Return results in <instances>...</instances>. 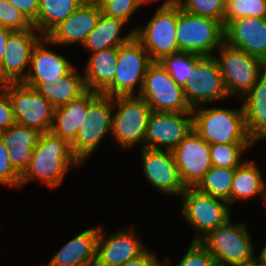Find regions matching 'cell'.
Segmentation results:
<instances>
[{"mask_svg": "<svg viewBox=\"0 0 266 266\" xmlns=\"http://www.w3.org/2000/svg\"><path fill=\"white\" fill-rule=\"evenodd\" d=\"M75 166H83L72 151L71 143L51 132L41 133L25 171L20 175L19 189L31 180L54 189Z\"/></svg>", "mask_w": 266, "mask_h": 266, "instance_id": "cell-1", "label": "cell"}, {"mask_svg": "<svg viewBox=\"0 0 266 266\" xmlns=\"http://www.w3.org/2000/svg\"><path fill=\"white\" fill-rule=\"evenodd\" d=\"M202 106L192 108L193 130L209 144H255L246 129L242 105L240 109Z\"/></svg>", "mask_w": 266, "mask_h": 266, "instance_id": "cell-2", "label": "cell"}, {"mask_svg": "<svg viewBox=\"0 0 266 266\" xmlns=\"http://www.w3.org/2000/svg\"><path fill=\"white\" fill-rule=\"evenodd\" d=\"M246 226L245 222L232 224L230 218L199 242L211 253L217 265L250 266L255 263V248Z\"/></svg>", "mask_w": 266, "mask_h": 266, "instance_id": "cell-3", "label": "cell"}, {"mask_svg": "<svg viewBox=\"0 0 266 266\" xmlns=\"http://www.w3.org/2000/svg\"><path fill=\"white\" fill-rule=\"evenodd\" d=\"M229 97L242 99L266 71V63L224 42L214 53Z\"/></svg>", "mask_w": 266, "mask_h": 266, "instance_id": "cell-4", "label": "cell"}, {"mask_svg": "<svg viewBox=\"0 0 266 266\" xmlns=\"http://www.w3.org/2000/svg\"><path fill=\"white\" fill-rule=\"evenodd\" d=\"M146 26H136L134 37L142 44L152 62L178 52L176 40L178 0L163 1Z\"/></svg>", "mask_w": 266, "mask_h": 266, "instance_id": "cell-5", "label": "cell"}, {"mask_svg": "<svg viewBox=\"0 0 266 266\" xmlns=\"http://www.w3.org/2000/svg\"><path fill=\"white\" fill-rule=\"evenodd\" d=\"M176 40L178 52L213 56L225 42L224 26L214 19L190 14L177 5Z\"/></svg>", "mask_w": 266, "mask_h": 266, "instance_id": "cell-6", "label": "cell"}, {"mask_svg": "<svg viewBox=\"0 0 266 266\" xmlns=\"http://www.w3.org/2000/svg\"><path fill=\"white\" fill-rule=\"evenodd\" d=\"M112 132L111 138L122 149H129L134 145H142L147 132V124L152 113L149 105L139 95L113 97Z\"/></svg>", "mask_w": 266, "mask_h": 266, "instance_id": "cell-7", "label": "cell"}, {"mask_svg": "<svg viewBox=\"0 0 266 266\" xmlns=\"http://www.w3.org/2000/svg\"><path fill=\"white\" fill-rule=\"evenodd\" d=\"M180 198L181 214L186 223L195 229L192 241H200L211 230L232 218L228 202L202 193L196 187H186Z\"/></svg>", "mask_w": 266, "mask_h": 266, "instance_id": "cell-8", "label": "cell"}, {"mask_svg": "<svg viewBox=\"0 0 266 266\" xmlns=\"http://www.w3.org/2000/svg\"><path fill=\"white\" fill-rule=\"evenodd\" d=\"M151 63L148 52L133 37L129 42L118 47L113 82L101 94L110 97L139 95L143 87L146 70ZM136 87L137 94L135 93Z\"/></svg>", "mask_w": 266, "mask_h": 266, "instance_id": "cell-9", "label": "cell"}, {"mask_svg": "<svg viewBox=\"0 0 266 266\" xmlns=\"http://www.w3.org/2000/svg\"><path fill=\"white\" fill-rule=\"evenodd\" d=\"M113 110V97L104 94H99L88 106L85 115L87 122L77 130L71 142L73 153L83 165L100 143L111 136Z\"/></svg>", "mask_w": 266, "mask_h": 266, "instance_id": "cell-10", "label": "cell"}, {"mask_svg": "<svg viewBox=\"0 0 266 266\" xmlns=\"http://www.w3.org/2000/svg\"><path fill=\"white\" fill-rule=\"evenodd\" d=\"M153 112L192 111L183 87L179 86L160 62H152L145 73L139 94Z\"/></svg>", "mask_w": 266, "mask_h": 266, "instance_id": "cell-11", "label": "cell"}, {"mask_svg": "<svg viewBox=\"0 0 266 266\" xmlns=\"http://www.w3.org/2000/svg\"><path fill=\"white\" fill-rule=\"evenodd\" d=\"M6 91L17 124L50 132L55 107L44 96L22 82L6 83Z\"/></svg>", "mask_w": 266, "mask_h": 266, "instance_id": "cell-12", "label": "cell"}, {"mask_svg": "<svg viewBox=\"0 0 266 266\" xmlns=\"http://www.w3.org/2000/svg\"><path fill=\"white\" fill-rule=\"evenodd\" d=\"M191 108L229 99L214 56H202L192 69L191 79L183 87Z\"/></svg>", "mask_w": 266, "mask_h": 266, "instance_id": "cell-13", "label": "cell"}, {"mask_svg": "<svg viewBox=\"0 0 266 266\" xmlns=\"http://www.w3.org/2000/svg\"><path fill=\"white\" fill-rule=\"evenodd\" d=\"M192 130V111H152L148 119L144 148L172 151Z\"/></svg>", "mask_w": 266, "mask_h": 266, "instance_id": "cell-14", "label": "cell"}, {"mask_svg": "<svg viewBox=\"0 0 266 266\" xmlns=\"http://www.w3.org/2000/svg\"><path fill=\"white\" fill-rule=\"evenodd\" d=\"M42 37L34 26L10 33L0 67V84L20 83L25 80L30 68L33 47Z\"/></svg>", "mask_w": 266, "mask_h": 266, "instance_id": "cell-15", "label": "cell"}, {"mask_svg": "<svg viewBox=\"0 0 266 266\" xmlns=\"http://www.w3.org/2000/svg\"><path fill=\"white\" fill-rule=\"evenodd\" d=\"M171 152L185 187H196L212 167L210 144L194 130Z\"/></svg>", "mask_w": 266, "mask_h": 266, "instance_id": "cell-16", "label": "cell"}, {"mask_svg": "<svg viewBox=\"0 0 266 266\" xmlns=\"http://www.w3.org/2000/svg\"><path fill=\"white\" fill-rule=\"evenodd\" d=\"M144 176L166 195L180 196L186 189L170 150L140 148Z\"/></svg>", "mask_w": 266, "mask_h": 266, "instance_id": "cell-17", "label": "cell"}, {"mask_svg": "<svg viewBox=\"0 0 266 266\" xmlns=\"http://www.w3.org/2000/svg\"><path fill=\"white\" fill-rule=\"evenodd\" d=\"M137 228L118 229L106 235L100 225L97 239L96 263L101 266H122L129 259L137 257L147 246L136 233ZM136 233V234H135Z\"/></svg>", "mask_w": 266, "mask_h": 266, "instance_id": "cell-18", "label": "cell"}, {"mask_svg": "<svg viewBox=\"0 0 266 266\" xmlns=\"http://www.w3.org/2000/svg\"><path fill=\"white\" fill-rule=\"evenodd\" d=\"M49 45L53 46L47 37H42L33 47L29 72L22 82L26 86L35 88L40 82L58 81L75 66L63 55L50 50Z\"/></svg>", "mask_w": 266, "mask_h": 266, "instance_id": "cell-19", "label": "cell"}, {"mask_svg": "<svg viewBox=\"0 0 266 266\" xmlns=\"http://www.w3.org/2000/svg\"><path fill=\"white\" fill-rule=\"evenodd\" d=\"M102 13L99 4L83 3L46 37L54 46L81 44L96 27Z\"/></svg>", "mask_w": 266, "mask_h": 266, "instance_id": "cell-20", "label": "cell"}, {"mask_svg": "<svg viewBox=\"0 0 266 266\" xmlns=\"http://www.w3.org/2000/svg\"><path fill=\"white\" fill-rule=\"evenodd\" d=\"M225 42L266 63V18L244 17L224 28Z\"/></svg>", "mask_w": 266, "mask_h": 266, "instance_id": "cell-21", "label": "cell"}, {"mask_svg": "<svg viewBox=\"0 0 266 266\" xmlns=\"http://www.w3.org/2000/svg\"><path fill=\"white\" fill-rule=\"evenodd\" d=\"M100 225L83 230L52 256L50 266H91L96 262Z\"/></svg>", "mask_w": 266, "mask_h": 266, "instance_id": "cell-22", "label": "cell"}, {"mask_svg": "<svg viewBox=\"0 0 266 266\" xmlns=\"http://www.w3.org/2000/svg\"><path fill=\"white\" fill-rule=\"evenodd\" d=\"M99 94L87 90L79 98L56 107L50 132L71 143L76 137L77 130L87 122L85 115L88 106Z\"/></svg>", "mask_w": 266, "mask_h": 266, "instance_id": "cell-23", "label": "cell"}, {"mask_svg": "<svg viewBox=\"0 0 266 266\" xmlns=\"http://www.w3.org/2000/svg\"><path fill=\"white\" fill-rule=\"evenodd\" d=\"M40 135L38 130L17 123L0 132V137L8 151L10 163L20 175L27 168Z\"/></svg>", "mask_w": 266, "mask_h": 266, "instance_id": "cell-24", "label": "cell"}, {"mask_svg": "<svg viewBox=\"0 0 266 266\" xmlns=\"http://www.w3.org/2000/svg\"><path fill=\"white\" fill-rule=\"evenodd\" d=\"M246 129L254 143L266 137V71L241 99Z\"/></svg>", "mask_w": 266, "mask_h": 266, "instance_id": "cell-25", "label": "cell"}, {"mask_svg": "<svg viewBox=\"0 0 266 266\" xmlns=\"http://www.w3.org/2000/svg\"><path fill=\"white\" fill-rule=\"evenodd\" d=\"M83 77L87 90L102 93L112 82L116 70L118 47L90 53Z\"/></svg>", "mask_w": 266, "mask_h": 266, "instance_id": "cell-26", "label": "cell"}, {"mask_svg": "<svg viewBox=\"0 0 266 266\" xmlns=\"http://www.w3.org/2000/svg\"><path fill=\"white\" fill-rule=\"evenodd\" d=\"M262 195L266 206V182L260 168L252 160H245L235 168L230 192V207L237 200H249Z\"/></svg>", "mask_w": 266, "mask_h": 266, "instance_id": "cell-27", "label": "cell"}, {"mask_svg": "<svg viewBox=\"0 0 266 266\" xmlns=\"http://www.w3.org/2000/svg\"><path fill=\"white\" fill-rule=\"evenodd\" d=\"M76 65L58 81L40 82L34 89L44 96L55 108L79 98L86 91L83 73ZM82 74V75H81Z\"/></svg>", "mask_w": 266, "mask_h": 266, "instance_id": "cell-28", "label": "cell"}, {"mask_svg": "<svg viewBox=\"0 0 266 266\" xmlns=\"http://www.w3.org/2000/svg\"><path fill=\"white\" fill-rule=\"evenodd\" d=\"M124 25L127 26L125 22L101 13L96 27L88 35L82 47L89 53H93L129 42L134 37V31L131 30L124 36L121 33Z\"/></svg>", "mask_w": 266, "mask_h": 266, "instance_id": "cell-29", "label": "cell"}, {"mask_svg": "<svg viewBox=\"0 0 266 266\" xmlns=\"http://www.w3.org/2000/svg\"><path fill=\"white\" fill-rule=\"evenodd\" d=\"M82 4V0H39L37 18L32 24L46 37Z\"/></svg>", "mask_w": 266, "mask_h": 266, "instance_id": "cell-30", "label": "cell"}, {"mask_svg": "<svg viewBox=\"0 0 266 266\" xmlns=\"http://www.w3.org/2000/svg\"><path fill=\"white\" fill-rule=\"evenodd\" d=\"M235 168L212 166L196 188L205 194L220 198L229 203Z\"/></svg>", "mask_w": 266, "mask_h": 266, "instance_id": "cell-31", "label": "cell"}, {"mask_svg": "<svg viewBox=\"0 0 266 266\" xmlns=\"http://www.w3.org/2000/svg\"><path fill=\"white\" fill-rule=\"evenodd\" d=\"M202 56L189 52H177L159 61L181 87L191 79L192 69Z\"/></svg>", "mask_w": 266, "mask_h": 266, "instance_id": "cell-32", "label": "cell"}, {"mask_svg": "<svg viewBox=\"0 0 266 266\" xmlns=\"http://www.w3.org/2000/svg\"><path fill=\"white\" fill-rule=\"evenodd\" d=\"M255 144H210V157L212 166L236 168L245 160L243 154Z\"/></svg>", "mask_w": 266, "mask_h": 266, "instance_id": "cell-33", "label": "cell"}, {"mask_svg": "<svg viewBox=\"0 0 266 266\" xmlns=\"http://www.w3.org/2000/svg\"><path fill=\"white\" fill-rule=\"evenodd\" d=\"M244 17L266 18V0H226L224 28Z\"/></svg>", "mask_w": 266, "mask_h": 266, "instance_id": "cell-34", "label": "cell"}, {"mask_svg": "<svg viewBox=\"0 0 266 266\" xmlns=\"http://www.w3.org/2000/svg\"><path fill=\"white\" fill-rule=\"evenodd\" d=\"M178 5L190 14L214 19L224 26L226 0H178Z\"/></svg>", "mask_w": 266, "mask_h": 266, "instance_id": "cell-35", "label": "cell"}, {"mask_svg": "<svg viewBox=\"0 0 266 266\" xmlns=\"http://www.w3.org/2000/svg\"><path fill=\"white\" fill-rule=\"evenodd\" d=\"M99 5L106 16L121 20L126 24L141 7L138 0H102Z\"/></svg>", "mask_w": 266, "mask_h": 266, "instance_id": "cell-36", "label": "cell"}, {"mask_svg": "<svg viewBox=\"0 0 266 266\" xmlns=\"http://www.w3.org/2000/svg\"><path fill=\"white\" fill-rule=\"evenodd\" d=\"M0 25L11 31H20L33 27V24L7 0H0Z\"/></svg>", "mask_w": 266, "mask_h": 266, "instance_id": "cell-37", "label": "cell"}, {"mask_svg": "<svg viewBox=\"0 0 266 266\" xmlns=\"http://www.w3.org/2000/svg\"><path fill=\"white\" fill-rule=\"evenodd\" d=\"M178 262L174 266H215L216 264L214 257L199 241H192L187 252ZM170 266L173 265L170 264Z\"/></svg>", "mask_w": 266, "mask_h": 266, "instance_id": "cell-38", "label": "cell"}, {"mask_svg": "<svg viewBox=\"0 0 266 266\" xmlns=\"http://www.w3.org/2000/svg\"><path fill=\"white\" fill-rule=\"evenodd\" d=\"M0 184L19 188L20 174L11 165L7 148L0 137Z\"/></svg>", "mask_w": 266, "mask_h": 266, "instance_id": "cell-39", "label": "cell"}, {"mask_svg": "<svg viewBox=\"0 0 266 266\" xmlns=\"http://www.w3.org/2000/svg\"><path fill=\"white\" fill-rule=\"evenodd\" d=\"M16 123L11 103L6 91V84H0V132Z\"/></svg>", "mask_w": 266, "mask_h": 266, "instance_id": "cell-40", "label": "cell"}, {"mask_svg": "<svg viewBox=\"0 0 266 266\" xmlns=\"http://www.w3.org/2000/svg\"><path fill=\"white\" fill-rule=\"evenodd\" d=\"M11 5L20 10L24 16L33 23L38 14L39 0H7Z\"/></svg>", "mask_w": 266, "mask_h": 266, "instance_id": "cell-41", "label": "cell"}, {"mask_svg": "<svg viewBox=\"0 0 266 266\" xmlns=\"http://www.w3.org/2000/svg\"><path fill=\"white\" fill-rule=\"evenodd\" d=\"M158 260L157 254L155 252H150V250L146 248L141 254L135 258L129 259L122 266H154Z\"/></svg>", "mask_w": 266, "mask_h": 266, "instance_id": "cell-42", "label": "cell"}, {"mask_svg": "<svg viewBox=\"0 0 266 266\" xmlns=\"http://www.w3.org/2000/svg\"><path fill=\"white\" fill-rule=\"evenodd\" d=\"M12 31L0 25V67L4 58V50L7 39Z\"/></svg>", "mask_w": 266, "mask_h": 266, "instance_id": "cell-43", "label": "cell"}, {"mask_svg": "<svg viewBox=\"0 0 266 266\" xmlns=\"http://www.w3.org/2000/svg\"><path fill=\"white\" fill-rule=\"evenodd\" d=\"M255 263L258 266H266V245L262 248L258 257H255Z\"/></svg>", "mask_w": 266, "mask_h": 266, "instance_id": "cell-44", "label": "cell"}, {"mask_svg": "<svg viewBox=\"0 0 266 266\" xmlns=\"http://www.w3.org/2000/svg\"><path fill=\"white\" fill-rule=\"evenodd\" d=\"M172 260H170L168 257H166V260H163V262L162 261H157L155 264H154V266H170V262H171Z\"/></svg>", "mask_w": 266, "mask_h": 266, "instance_id": "cell-45", "label": "cell"}, {"mask_svg": "<svg viewBox=\"0 0 266 266\" xmlns=\"http://www.w3.org/2000/svg\"><path fill=\"white\" fill-rule=\"evenodd\" d=\"M102 0H82L83 3L100 4Z\"/></svg>", "mask_w": 266, "mask_h": 266, "instance_id": "cell-46", "label": "cell"}, {"mask_svg": "<svg viewBox=\"0 0 266 266\" xmlns=\"http://www.w3.org/2000/svg\"><path fill=\"white\" fill-rule=\"evenodd\" d=\"M139 2H140V4H141V6L142 5H145V3H151V2H153L154 0H138ZM155 1H157V0H155Z\"/></svg>", "mask_w": 266, "mask_h": 266, "instance_id": "cell-47", "label": "cell"}, {"mask_svg": "<svg viewBox=\"0 0 266 266\" xmlns=\"http://www.w3.org/2000/svg\"><path fill=\"white\" fill-rule=\"evenodd\" d=\"M91 266H101L98 263L94 262Z\"/></svg>", "mask_w": 266, "mask_h": 266, "instance_id": "cell-48", "label": "cell"}]
</instances>
